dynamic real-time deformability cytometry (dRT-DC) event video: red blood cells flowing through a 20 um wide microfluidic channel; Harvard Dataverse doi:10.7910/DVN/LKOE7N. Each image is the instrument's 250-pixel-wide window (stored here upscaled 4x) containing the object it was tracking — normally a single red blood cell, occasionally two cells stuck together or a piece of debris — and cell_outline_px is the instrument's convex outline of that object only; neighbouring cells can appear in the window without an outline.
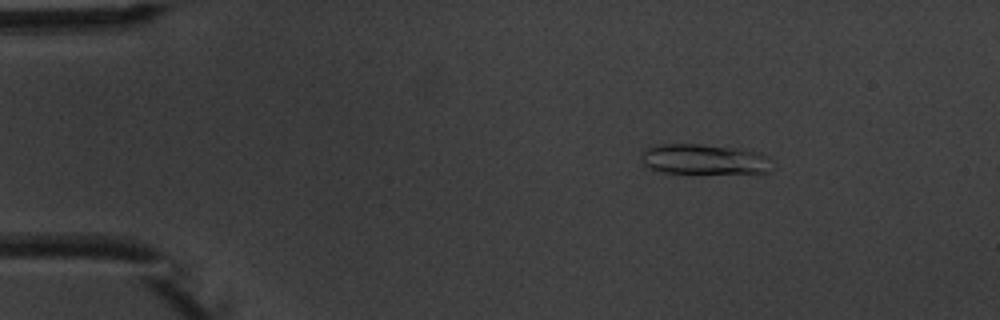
{"species": "common noctule bat (a hibernating species)", "species_latin": "Nyctalus noctula", "temperature_condition": "warm", "stored_images_in_passage": 4, "camera_frame_rate_fps": 3000, "um_per_image_px": 0.085, "animal": {"sex": "male", "body_mass_g": 20.1, "forearm_length_mm": 53.5}, "frame": {"image": 1, "passage_image": 2, "time_ms": 1.333, "image_size_px": [1000, 320], "cell_outline_px": [[768, 172], [664, 172], [648, 168], [640, 160], [640, 156], [648, 148], [656, 144], [696, 144], [740, 148], [760, 152], [768, 156]], "centroid_in_image_um": [59.78, 13.51], "position_along_channel_um": 25.2, "area_um2": 22.54}}